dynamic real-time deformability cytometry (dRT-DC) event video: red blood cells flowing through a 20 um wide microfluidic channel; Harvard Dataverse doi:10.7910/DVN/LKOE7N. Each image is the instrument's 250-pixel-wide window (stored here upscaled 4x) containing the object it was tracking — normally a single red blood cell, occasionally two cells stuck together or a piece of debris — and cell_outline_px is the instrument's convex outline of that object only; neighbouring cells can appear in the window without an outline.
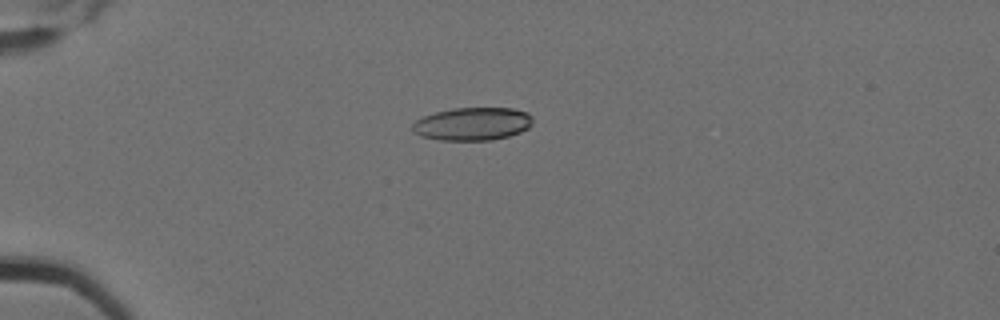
{"species": "Egyptian fruit bat (a non-hibernating species)", "species_latin": "Rousettus aegyptiacus", "temperature_condition": "cold", "stored_images_in_passage": 4, "camera_frame_rate_fps": 3000, "um_per_image_px": 0.085, "animal": {"sex": "female"}, "frame": {"image": 1, "passage_image": 1, "time_ms": 0.0, "image_size_px": [1000, 320], "cell_outline_px": [[532, 124], [528, 128], [520, 132], [508, 136], [492, 140], [440, 140], [420, 136], [412, 132], [412, 124], [416, 120], [424, 116], [436, 112], [452, 108], [512, 108], [528, 112], [532, 116]], "centroid_in_image_um": [40.16, 10.53], "position_along_channel_um": 44.8, "area_um2": 23.24}}
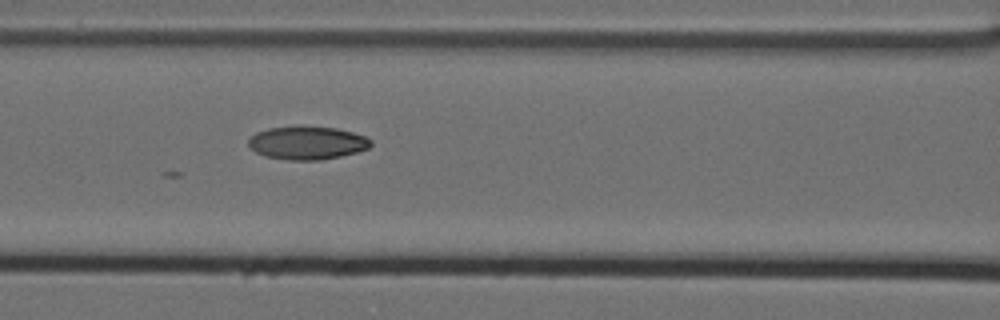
{"frame": {"image": 2, "passage_image": 4, "time_ms": 1.0, "image_size_px": [1000, 320], "cell_outline_px": [[372, 144], [368, 148], [356, 152], [340, 156], [320, 160], [288, 160], [264, 156], [256, 152], [248, 144], [248, 140], [256, 132], [268, 128], [336, 128], [352, 132], [364, 136], [372, 140]], "centroid_in_image_um": [26.11, 12.17], "position_along_channel_um": 140.5, "area_um2": 23.06}}